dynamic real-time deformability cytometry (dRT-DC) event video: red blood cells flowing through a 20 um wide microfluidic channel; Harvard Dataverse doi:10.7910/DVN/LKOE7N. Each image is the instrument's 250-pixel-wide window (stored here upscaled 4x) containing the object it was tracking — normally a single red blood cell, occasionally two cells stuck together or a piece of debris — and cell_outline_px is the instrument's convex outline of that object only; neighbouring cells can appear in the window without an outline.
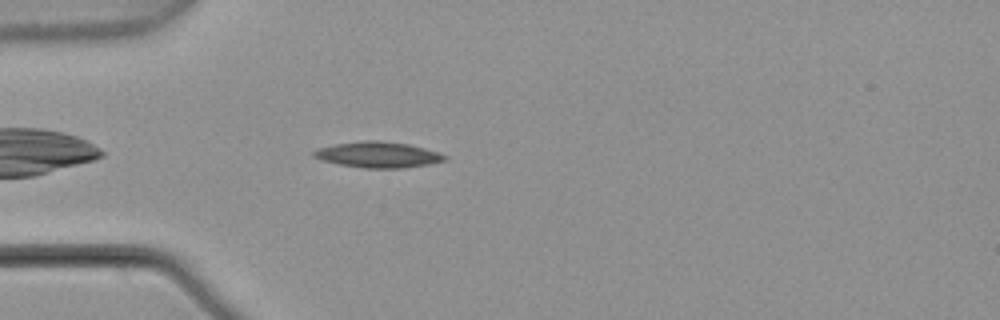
{"species": "common noctule bat (a hibernating species)", "species_latin": "Nyctalus noctula", "temperature_condition": "warm", "stored_images_in_passage": 1, "camera_frame_rate_fps": 3000, "um_per_image_px": 0.085, "animal": {"sex": "male", "body_mass_g": 21.5, "forearm_length_mm": 52.0}, "frame": {"image": 1, "passage_image": 1, "time_ms": 0.0, "image_size_px": [1000, 320], "cell_outline_px": [[448, 160], [428, 164], [404, 168], [364, 168], [340, 164], [324, 160], [312, 156], [312, 152], [320, 148], [336, 144], [364, 140], [380, 140], [408, 144], [440, 152], [448, 156]], "centroid_in_image_um": [32.2, 13.15], "position_along_channel_um": 52.8, "area_um2": 19.65}}